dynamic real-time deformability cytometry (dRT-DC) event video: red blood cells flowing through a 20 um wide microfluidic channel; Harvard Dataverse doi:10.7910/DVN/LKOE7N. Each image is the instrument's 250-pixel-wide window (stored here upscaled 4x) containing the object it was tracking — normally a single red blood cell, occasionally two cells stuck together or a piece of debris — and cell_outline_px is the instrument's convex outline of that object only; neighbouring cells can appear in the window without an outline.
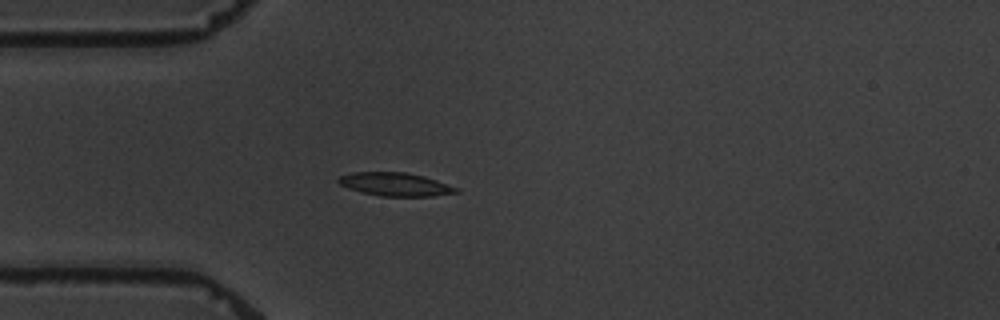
{"species": "common noctule bat (a hibernating species)", "species_latin": "Nyctalus noctula", "temperature_condition": "warm", "stored_images_in_passage": 4, "camera_frame_rate_fps": 3000, "um_per_image_px": 0.085, "animal": {"sex": "male", "body_mass_g": 19.5, "forearm_length_mm": 54.6}, "frame": {"image": 1, "passage_image": 4, "time_ms": 4.333, "image_size_px": [1000, 320], "cell_outline_px": [[460, 192], [432, 196], [380, 196], [360, 192], [348, 188], [340, 184], [336, 180], [340, 176], [352, 172], [404, 172], [424, 176], [460, 188]], "centroid_in_image_um": [33.6, 15.67], "position_along_channel_um": 51.4, "area_um2": 16.07}}